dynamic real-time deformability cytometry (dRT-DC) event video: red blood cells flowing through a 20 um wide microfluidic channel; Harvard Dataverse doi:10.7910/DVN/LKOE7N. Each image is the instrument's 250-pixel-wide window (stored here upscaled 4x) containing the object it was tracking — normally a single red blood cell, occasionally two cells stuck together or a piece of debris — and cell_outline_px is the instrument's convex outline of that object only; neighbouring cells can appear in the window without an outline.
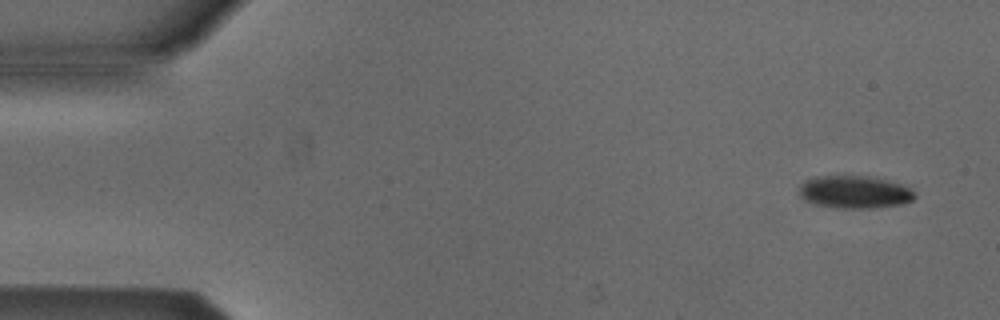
{"species": "Egyptian fruit bat (a non-hibernating species)", "species_latin": "Rousettus aegyptiacus", "temperature_condition": "cold", "stored_images_in_passage": 5, "segment_of_instrument_passage": [1, 2], "camera_frame_rate_fps": 3000, "um_per_image_px": 0.085, "animal": {"sex": "male"}, "frame": {"image": 1, "passage_image": 1, "time_ms": 0.0, "image_size_px": [1000, 320], "cell_outline_px": [[916, 196], [912, 200], [904, 204], [872, 208], [836, 208], [816, 204], [804, 200], [800, 196], [800, 188], [808, 180], [816, 176], [868, 176], [888, 180], [904, 184], [912, 188], [916, 192]], "centroid_in_image_um": [72.73, 16.33], "position_along_channel_um": 12.3, "area_um2": 22.08}}